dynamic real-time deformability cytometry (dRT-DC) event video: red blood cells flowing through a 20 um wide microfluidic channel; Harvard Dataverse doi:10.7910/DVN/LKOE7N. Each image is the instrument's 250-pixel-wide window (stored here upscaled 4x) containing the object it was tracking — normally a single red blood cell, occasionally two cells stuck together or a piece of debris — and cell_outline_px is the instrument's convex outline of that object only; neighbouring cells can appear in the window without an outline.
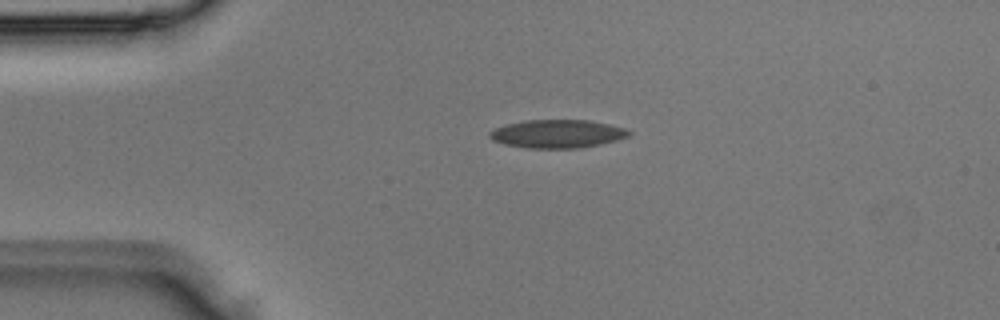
{"species": "Egyptian fruit bat (a non-hibernating species)", "species_latin": "Rousettus aegyptiacus", "temperature_condition": "room temperature", "stored_images_in_passage": 2, "camera_frame_rate_fps": 3000, "um_per_image_px": 0.085, "animal": {"sex": "male"}, "frame": {"image": 1, "passage_image": 1, "time_ms": 0.0, "image_size_px": [1000, 320], "cell_outline_px": [[632, 132], [628, 136], [616, 140], [600, 144], [580, 148], [528, 148], [504, 144], [492, 140], [488, 136], [488, 132], [496, 128], [508, 124], [524, 120], [588, 120], [608, 124], [624, 128]], "centroid_in_image_um": [47.35, 11.37], "position_along_channel_um": 37.6, "area_um2": 22.83}}